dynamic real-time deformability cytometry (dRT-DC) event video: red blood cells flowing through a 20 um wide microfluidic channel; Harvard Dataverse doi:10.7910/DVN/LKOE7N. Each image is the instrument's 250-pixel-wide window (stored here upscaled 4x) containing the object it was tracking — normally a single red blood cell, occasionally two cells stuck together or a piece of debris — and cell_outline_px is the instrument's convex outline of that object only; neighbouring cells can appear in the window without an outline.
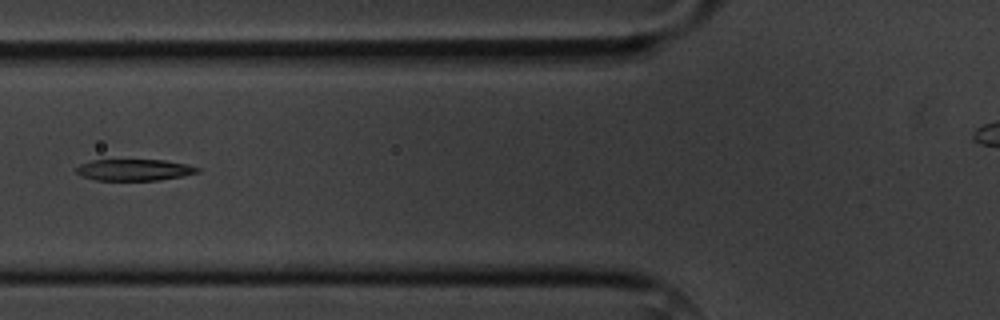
{"species": "common noctule bat (a hibernating species)", "species_latin": "Nyctalus noctula", "temperature_condition": "cold", "stored_images_in_passage": 8, "segment_of_instrument_passage": [1, 2], "camera_frame_rate_fps": 3000, "um_per_image_px": 0.085, "animal": {"sex": "male", "body_mass_g": 20.1, "forearm_length_mm": 53.5}, "frame": {"image": 1, "passage_image": 6, "time_ms": 5.667, "image_size_px": [1000, 320], "cell_outline_px": [[200, 172], [184, 176], [160, 180], [96, 180], [80, 176], [76, 172], [76, 168], [80, 164], [92, 160], [164, 160], [188, 164], [200, 168]], "centroid_in_image_um": [11.44, 14.44], "position_along_channel_um": 114.4, "area_um2": 15.26}}
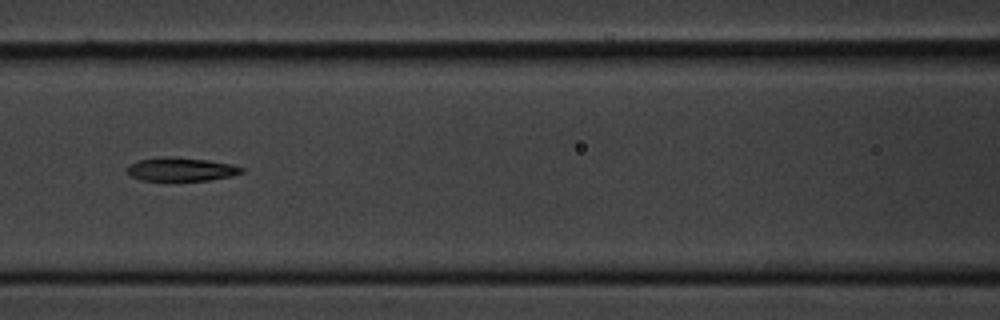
{"frame": {"image": 2, "passage_image": 7, "time_ms": 6.667, "image_size_px": [1000, 320], "cell_outline_px": [[244, 172], [232, 176], [208, 180], [140, 180], [132, 176], [128, 172], [128, 164], [140, 160], [160, 156], [168, 156], [208, 160], [232, 164], [244, 168]], "centroid_in_image_um": [15.41, 14.38], "position_along_channel_um": 151.2, "area_um2": 15.66}}